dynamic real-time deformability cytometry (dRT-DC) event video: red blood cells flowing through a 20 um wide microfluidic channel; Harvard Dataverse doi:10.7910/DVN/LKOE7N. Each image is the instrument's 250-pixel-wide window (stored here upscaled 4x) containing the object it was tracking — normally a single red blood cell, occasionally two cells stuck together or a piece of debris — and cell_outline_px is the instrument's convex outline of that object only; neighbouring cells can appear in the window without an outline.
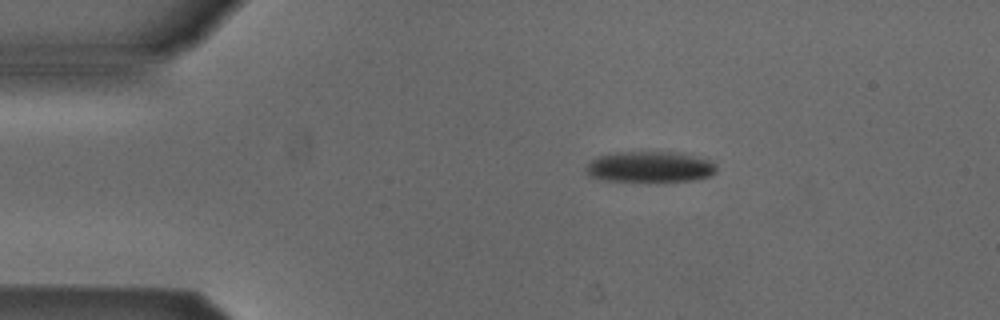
{"species": "Egyptian fruit bat (a non-hibernating species)", "species_latin": "Rousettus aegyptiacus", "temperature_condition": "cold", "stored_images_in_passage": 44, "camera_frame_rate_fps": 3000, "um_per_image_px": 0.085, "animal": {"sex": "male"}, "frame": {"image": 1, "passage_image": 1, "time_ms": 0.0, "image_size_px": [1000, 320], "cell_outline_px": [[716, 172], [708, 176], [696, 180], [608, 180], [588, 176], [584, 172], [584, 168], [596, 156], [616, 152], [676, 152], [712, 160], [716, 164]], "centroid_in_image_um": [55.22, 14.16], "position_along_channel_um": 29.8, "area_um2": 23.24}}
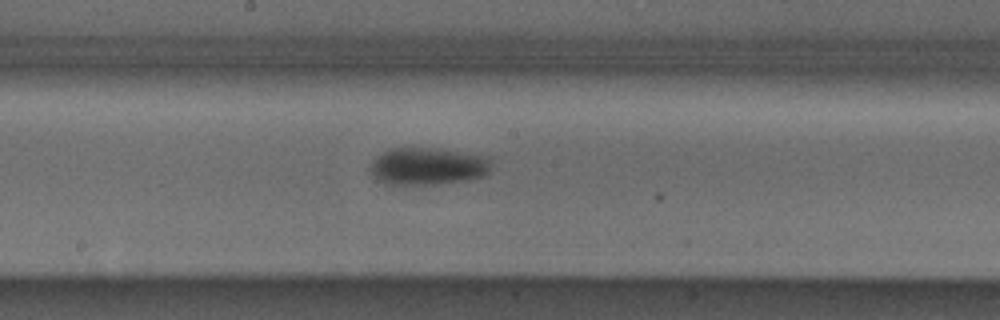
{"frame": {"image": 2, "passage_image": 19, "time_ms": 6.0, "image_size_px": [1000, 320], "cell_outline_px": [[488, 172], [484, 176], [468, 180], [436, 184], [392, 188], [376, 180], [368, 168], [372, 160], [376, 156], [392, 148], [436, 148], [488, 156]], "centroid_in_image_um": [36.24, 14.18], "position_along_channel_um": 212.0, "area_um2": 27.11}}
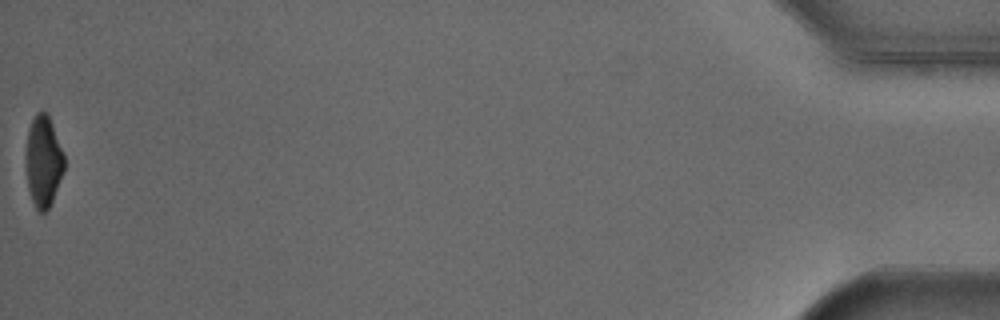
{"frame": {"image": 3, "passage_image": 44, "time_ms": 14.333, "image_size_px": [1000, 320], "cell_outline_px": [[64, 168], [52, 200], [48, 208], [44, 212], [40, 212], [36, 208], [32, 200], [28, 188], [28, 128], [36, 112], [44, 112], [48, 116], [52, 124], [64, 156]], "centroid_in_image_um": [3.7, 13.71], "position_along_channel_um": 431.5, "area_um2": 19.31}, "authors_computed_cell_mechanics": {"area_um2": 25.0563, "velocity_mm_per_s": 3.8961, "shape_relaxation_time_tau1_ms": 3.4419, "shape_relaxation_time_tau2_ms": null, "deformation_change_tau1": 0.117, "deformation_change_tau2": null}}